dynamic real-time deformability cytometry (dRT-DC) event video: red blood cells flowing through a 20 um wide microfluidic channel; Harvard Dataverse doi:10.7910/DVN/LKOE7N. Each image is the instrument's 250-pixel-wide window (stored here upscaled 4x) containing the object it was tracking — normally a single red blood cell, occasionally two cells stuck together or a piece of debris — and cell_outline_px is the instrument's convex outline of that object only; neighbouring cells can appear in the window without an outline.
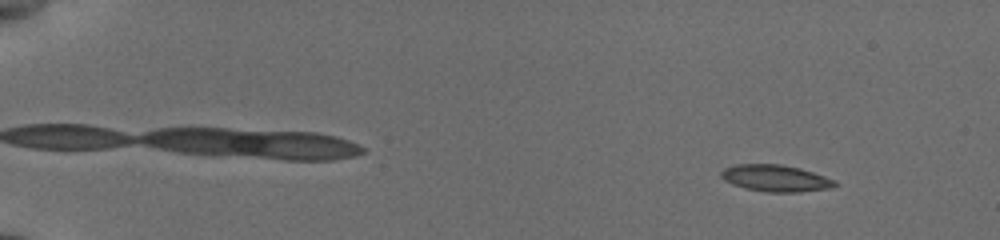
{"species": "common noctule bat (a hibernating species)", "species_latin": "Nyctalus noctula", "temperature_condition": "cold", "stored_images_in_passage": 55, "camera_frame_rate_fps": 3000, "um_per_image_px": 0.085, "animal": {"sex": "female", "body_mass_g": 19.5, "forearm_length_mm": 54.1}, "frame": {"image": 1, "passage_image": 6, "time_ms": 1.667, "image_size_px": [1000, 240], "cell_outline_px": [[840, 184], [832, 188], [800, 192], [768, 192], [748, 188], [732, 184], [724, 180], [720, 176], [720, 172], [724, 168], [736, 164], [780, 164], [800, 168], [836, 180]], "centroid_in_image_um": [65.95, 15.15], "position_along_channel_um": 19.0, "area_um2": 17.74}}
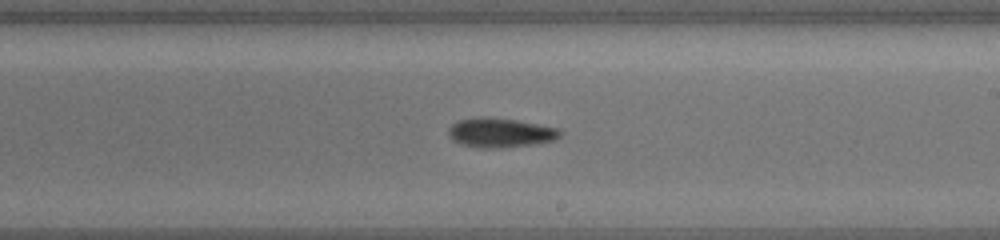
{"frame": {"image": 2, "passage_image": 35, "time_ms": 11.333, "image_size_px": [1000, 240], "cell_outline_px": [[564, 132], [556, 140], [536, 144], [500, 148], [476, 148], [460, 144], [452, 140], [448, 136], [448, 128], [452, 124], [460, 120], [480, 116], [488, 116], [516, 120], [560, 128]], "centroid_in_image_um": [42.54, 11.28], "position_along_channel_um": 246.5, "area_um2": 19.59}}
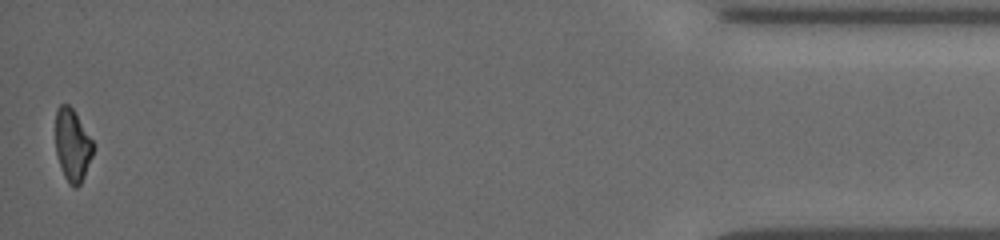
{"frame": {"image": 3, "passage_image": 55, "time_ms": 18.0, "image_size_px": [1000, 240], "cell_outline_px": [[96, 148], [84, 176], [80, 184], [76, 188], [72, 188], [68, 184], [60, 168], [56, 152], [56, 108], [60, 104], [68, 104], [72, 108], [92, 140]], "centroid_in_image_um": [6.16, 12.38], "position_along_channel_um": 429.0, "area_um2": 16.01}, "authors_computed_cell_mechanics": {"area_um2": 17.918, "velocity_mm_per_s": 3.8318, "shape_relaxation_time_tau1_ms": 8.545, "shape_relaxation_time_tau2_ms": null, "deformation_change_tau1": 0.174, "deformation_change_tau2": null}}